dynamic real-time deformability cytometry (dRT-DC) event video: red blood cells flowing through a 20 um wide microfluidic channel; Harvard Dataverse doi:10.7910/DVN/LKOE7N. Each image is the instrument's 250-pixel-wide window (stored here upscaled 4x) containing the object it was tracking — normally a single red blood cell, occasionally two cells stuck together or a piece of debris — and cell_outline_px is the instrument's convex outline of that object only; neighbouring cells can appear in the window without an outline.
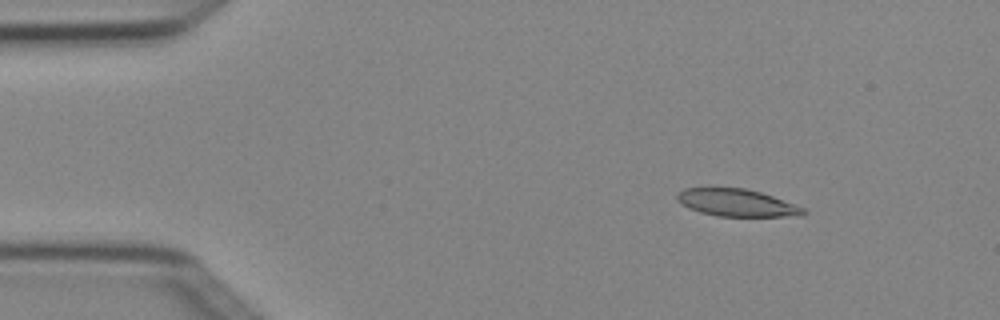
{"species": "Egyptian fruit bat (a non-hibernating species)", "species_latin": "Rousettus aegyptiacus", "temperature_condition": "cold", "stored_images_in_passage": 4, "camera_frame_rate_fps": 3000, "um_per_image_px": 0.085, "animal": {"sex": "female"}, "frame": {"image": 1, "passage_image": 2, "time_ms": 0.333, "image_size_px": [1000, 320], "cell_outline_px": [[808, 212], [804, 216], [720, 216], [700, 212], [688, 208], [680, 204], [676, 200], [676, 196], [684, 188], [744, 188], [760, 192], [772, 196], [804, 208]], "centroid_in_image_um": [62.62, 17.24], "position_along_channel_um": 22.4, "area_um2": 20.0}}